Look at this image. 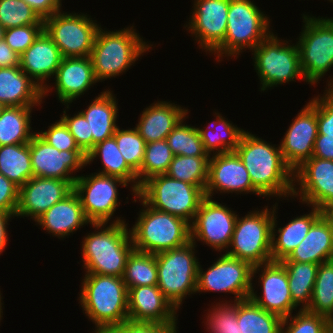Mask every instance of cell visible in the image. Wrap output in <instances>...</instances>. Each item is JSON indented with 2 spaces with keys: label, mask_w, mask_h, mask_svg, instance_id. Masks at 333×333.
I'll return each mask as SVG.
<instances>
[{
  "label": "cell",
  "mask_w": 333,
  "mask_h": 333,
  "mask_svg": "<svg viewBox=\"0 0 333 333\" xmlns=\"http://www.w3.org/2000/svg\"><path fill=\"white\" fill-rule=\"evenodd\" d=\"M306 311L325 316L333 322V259L319 264L311 302Z\"/></svg>",
  "instance_id": "cell-38"
},
{
  "label": "cell",
  "mask_w": 333,
  "mask_h": 333,
  "mask_svg": "<svg viewBox=\"0 0 333 333\" xmlns=\"http://www.w3.org/2000/svg\"><path fill=\"white\" fill-rule=\"evenodd\" d=\"M123 281L127 289L157 285L158 276L155 254L133 250L126 261Z\"/></svg>",
  "instance_id": "cell-39"
},
{
  "label": "cell",
  "mask_w": 333,
  "mask_h": 333,
  "mask_svg": "<svg viewBox=\"0 0 333 333\" xmlns=\"http://www.w3.org/2000/svg\"><path fill=\"white\" fill-rule=\"evenodd\" d=\"M29 146L35 177L67 180L74 186L78 177L75 176L76 172L87 166V157L83 151H59L37 133L32 136Z\"/></svg>",
  "instance_id": "cell-18"
},
{
  "label": "cell",
  "mask_w": 333,
  "mask_h": 333,
  "mask_svg": "<svg viewBox=\"0 0 333 333\" xmlns=\"http://www.w3.org/2000/svg\"><path fill=\"white\" fill-rule=\"evenodd\" d=\"M18 195L19 187L0 173V212L15 215Z\"/></svg>",
  "instance_id": "cell-51"
},
{
  "label": "cell",
  "mask_w": 333,
  "mask_h": 333,
  "mask_svg": "<svg viewBox=\"0 0 333 333\" xmlns=\"http://www.w3.org/2000/svg\"><path fill=\"white\" fill-rule=\"evenodd\" d=\"M1 291H0V322H1V320H2V315H3V308L4 307H2L3 306V303H2V299H3V297H1Z\"/></svg>",
  "instance_id": "cell-59"
},
{
  "label": "cell",
  "mask_w": 333,
  "mask_h": 333,
  "mask_svg": "<svg viewBox=\"0 0 333 333\" xmlns=\"http://www.w3.org/2000/svg\"><path fill=\"white\" fill-rule=\"evenodd\" d=\"M296 42L300 66L307 84H318L333 67V18L303 14ZM318 82V83H317Z\"/></svg>",
  "instance_id": "cell-10"
},
{
  "label": "cell",
  "mask_w": 333,
  "mask_h": 333,
  "mask_svg": "<svg viewBox=\"0 0 333 333\" xmlns=\"http://www.w3.org/2000/svg\"><path fill=\"white\" fill-rule=\"evenodd\" d=\"M20 65V55L11 49L3 39L0 42V68L16 67Z\"/></svg>",
  "instance_id": "cell-55"
},
{
  "label": "cell",
  "mask_w": 333,
  "mask_h": 333,
  "mask_svg": "<svg viewBox=\"0 0 333 333\" xmlns=\"http://www.w3.org/2000/svg\"><path fill=\"white\" fill-rule=\"evenodd\" d=\"M0 103L5 107L41 106L43 90L20 66L0 68Z\"/></svg>",
  "instance_id": "cell-29"
},
{
  "label": "cell",
  "mask_w": 333,
  "mask_h": 333,
  "mask_svg": "<svg viewBox=\"0 0 333 333\" xmlns=\"http://www.w3.org/2000/svg\"><path fill=\"white\" fill-rule=\"evenodd\" d=\"M33 108L6 106L1 110L0 146L30 142L36 133L30 125Z\"/></svg>",
  "instance_id": "cell-34"
},
{
  "label": "cell",
  "mask_w": 333,
  "mask_h": 333,
  "mask_svg": "<svg viewBox=\"0 0 333 333\" xmlns=\"http://www.w3.org/2000/svg\"><path fill=\"white\" fill-rule=\"evenodd\" d=\"M196 247L197 244L190 241L181 247L155 254L157 286L177 311L187 295L196 294L200 264L195 255Z\"/></svg>",
  "instance_id": "cell-7"
},
{
  "label": "cell",
  "mask_w": 333,
  "mask_h": 333,
  "mask_svg": "<svg viewBox=\"0 0 333 333\" xmlns=\"http://www.w3.org/2000/svg\"><path fill=\"white\" fill-rule=\"evenodd\" d=\"M331 329L332 322L327 317L298 310L296 315L283 318L280 333H328Z\"/></svg>",
  "instance_id": "cell-46"
},
{
  "label": "cell",
  "mask_w": 333,
  "mask_h": 333,
  "mask_svg": "<svg viewBox=\"0 0 333 333\" xmlns=\"http://www.w3.org/2000/svg\"><path fill=\"white\" fill-rule=\"evenodd\" d=\"M282 320L249 298L237 301V321L241 333H280Z\"/></svg>",
  "instance_id": "cell-37"
},
{
  "label": "cell",
  "mask_w": 333,
  "mask_h": 333,
  "mask_svg": "<svg viewBox=\"0 0 333 333\" xmlns=\"http://www.w3.org/2000/svg\"><path fill=\"white\" fill-rule=\"evenodd\" d=\"M271 207L272 209L264 206L262 210H252L242 218L238 215L226 255L247 261L252 266L272 261L274 205Z\"/></svg>",
  "instance_id": "cell-11"
},
{
  "label": "cell",
  "mask_w": 333,
  "mask_h": 333,
  "mask_svg": "<svg viewBox=\"0 0 333 333\" xmlns=\"http://www.w3.org/2000/svg\"><path fill=\"white\" fill-rule=\"evenodd\" d=\"M62 59L59 48L45 30L20 55L21 70L43 90V99L52 91L46 81L53 79Z\"/></svg>",
  "instance_id": "cell-23"
},
{
  "label": "cell",
  "mask_w": 333,
  "mask_h": 333,
  "mask_svg": "<svg viewBox=\"0 0 333 333\" xmlns=\"http://www.w3.org/2000/svg\"><path fill=\"white\" fill-rule=\"evenodd\" d=\"M236 213L226 204L205 197L190 225L191 241L195 245L201 241L220 254L226 251L231 243L238 217Z\"/></svg>",
  "instance_id": "cell-15"
},
{
  "label": "cell",
  "mask_w": 333,
  "mask_h": 333,
  "mask_svg": "<svg viewBox=\"0 0 333 333\" xmlns=\"http://www.w3.org/2000/svg\"><path fill=\"white\" fill-rule=\"evenodd\" d=\"M177 325L126 321V333H177Z\"/></svg>",
  "instance_id": "cell-52"
},
{
  "label": "cell",
  "mask_w": 333,
  "mask_h": 333,
  "mask_svg": "<svg viewBox=\"0 0 333 333\" xmlns=\"http://www.w3.org/2000/svg\"><path fill=\"white\" fill-rule=\"evenodd\" d=\"M53 78L57 98L66 109L97 83L90 56L63 58Z\"/></svg>",
  "instance_id": "cell-25"
},
{
  "label": "cell",
  "mask_w": 333,
  "mask_h": 333,
  "mask_svg": "<svg viewBox=\"0 0 333 333\" xmlns=\"http://www.w3.org/2000/svg\"><path fill=\"white\" fill-rule=\"evenodd\" d=\"M252 269L249 262L223 253L206 271L199 264L196 293H231L235 296L232 302L248 299L252 289Z\"/></svg>",
  "instance_id": "cell-14"
},
{
  "label": "cell",
  "mask_w": 333,
  "mask_h": 333,
  "mask_svg": "<svg viewBox=\"0 0 333 333\" xmlns=\"http://www.w3.org/2000/svg\"><path fill=\"white\" fill-rule=\"evenodd\" d=\"M142 207L130 229L134 250L156 254L181 247L191 241L190 224L172 214L150 207L138 194Z\"/></svg>",
  "instance_id": "cell-5"
},
{
  "label": "cell",
  "mask_w": 333,
  "mask_h": 333,
  "mask_svg": "<svg viewBox=\"0 0 333 333\" xmlns=\"http://www.w3.org/2000/svg\"><path fill=\"white\" fill-rule=\"evenodd\" d=\"M135 128L145 143L167 138L189 111L170 101H156L143 109Z\"/></svg>",
  "instance_id": "cell-27"
},
{
  "label": "cell",
  "mask_w": 333,
  "mask_h": 333,
  "mask_svg": "<svg viewBox=\"0 0 333 333\" xmlns=\"http://www.w3.org/2000/svg\"><path fill=\"white\" fill-rule=\"evenodd\" d=\"M333 259V237L327 220L321 216L310 228L302 242L280 262L321 264Z\"/></svg>",
  "instance_id": "cell-31"
},
{
  "label": "cell",
  "mask_w": 333,
  "mask_h": 333,
  "mask_svg": "<svg viewBox=\"0 0 333 333\" xmlns=\"http://www.w3.org/2000/svg\"><path fill=\"white\" fill-rule=\"evenodd\" d=\"M0 173L19 188L33 177L29 143L0 146Z\"/></svg>",
  "instance_id": "cell-36"
},
{
  "label": "cell",
  "mask_w": 333,
  "mask_h": 333,
  "mask_svg": "<svg viewBox=\"0 0 333 333\" xmlns=\"http://www.w3.org/2000/svg\"><path fill=\"white\" fill-rule=\"evenodd\" d=\"M215 304L207 309L206 330L209 333H241L237 321V301L223 300Z\"/></svg>",
  "instance_id": "cell-43"
},
{
  "label": "cell",
  "mask_w": 333,
  "mask_h": 333,
  "mask_svg": "<svg viewBox=\"0 0 333 333\" xmlns=\"http://www.w3.org/2000/svg\"><path fill=\"white\" fill-rule=\"evenodd\" d=\"M186 118L188 115L167 136L168 146L175 156L210 157L204 149L197 127L184 123Z\"/></svg>",
  "instance_id": "cell-42"
},
{
  "label": "cell",
  "mask_w": 333,
  "mask_h": 333,
  "mask_svg": "<svg viewBox=\"0 0 333 333\" xmlns=\"http://www.w3.org/2000/svg\"><path fill=\"white\" fill-rule=\"evenodd\" d=\"M89 14L54 13L44 20V30L59 48L63 58L90 56L100 24Z\"/></svg>",
  "instance_id": "cell-13"
},
{
  "label": "cell",
  "mask_w": 333,
  "mask_h": 333,
  "mask_svg": "<svg viewBox=\"0 0 333 333\" xmlns=\"http://www.w3.org/2000/svg\"><path fill=\"white\" fill-rule=\"evenodd\" d=\"M254 70L260 80V91L303 79L298 45L280 39L273 31L252 51Z\"/></svg>",
  "instance_id": "cell-8"
},
{
  "label": "cell",
  "mask_w": 333,
  "mask_h": 333,
  "mask_svg": "<svg viewBox=\"0 0 333 333\" xmlns=\"http://www.w3.org/2000/svg\"><path fill=\"white\" fill-rule=\"evenodd\" d=\"M49 128L44 131L36 133L45 140L49 145L58 149L59 151H82L76 144L73 135L69 132L68 127L60 119L55 123L48 126Z\"/></svg>",
  "instance_id": "cell-48"
},
{
  "label": "cell",
  "mask_w": 333,
  "mask_h": 333,
  "mask_svg": "<svg viewBox=\"0 0 333 333\" xmlns=\"http://www.w3.org/2000/svg\"><path fill=\"white\" fill-rule=\"evenodd\" d=\"M143 40L134 26L116 31L100 27L90 54L97 82L125 73L138 58L152 50L153 44Z\"/></svg>",
  "instance_id": "cell-3"
},
{
  "label": "cell",
  "mask_w": 333,
  "mask_h": 333,
  "mask_svg": "<svg viewBox=\"0 0 333 333\" xmlns=\"http://www.w3.org/2000/svg\"><path fill=\"white\" fill-rule=\"evenodd\" d=\"M67 111L69 110L64 109L60 119L68 127L79 148L87 154L93 148V136H89V123L79 111L73 116L67 114Z\"/></svg>",
  "instance_id": "cell-49"
},
{
  "label": "cell",
  "mask_w": 333,
  "mask_h": 333,
  "mask_svg": "<svg viewBox=\"0 0 333 333\" xmlns=\"http://www.w3.org/2000/svg\"><path fill=\"white\" fill-rule=\"evenodd\" d=\"M92 99L85 110L80 113L89 123V136H93V147L105 139L113 137L117 129L119 116L117 97L107 89Z\"/></svg>",
  "instance_id": "cell-30"
},
{
  "label": "cell",
  "mask_w": 333,
  "mask_h": 333,
  "mask_svg": "<svg viewBox=\"0 0 333 333\" xmlns=\"http://www.w3.org/2000/svg\"><path fill=\"white\" fill-rule=\"evenodd\" d=\"M190 20L184 28L194 36L199 48L212 53L223 41L227 29L230 0H194Z\"/></svg>",
  "instance_id": "cell-20"
},
{
  "label": "cell",
  "mask_w": 333,
  "mask_h": 333,
  "mask_svg": "<svg viewBox=\"0 0 333 333\" xmlns=\"http://www.w3.org/2000/svg\"><path fill=\"white\" fill-rule=\"evenodd\" d=\"M92 333H126V321L119 326H104L96 328Z\"/></svg>",
  "instance_id": "cell-57"
},
{
  "label": "cell",
  "mask_w": 333,
  "mask_h": 333,
  "mask_svg": "<svg viewBox=\"0 0 333 333\" xmlns=\"http://www.w3.org/2000/svg\"><path fill=\"white\" fill-rule=\"evenodd\" d=\"M42 19L51 17L54 13L62 11V0H23Z\"/></svg>",
  "instance_id": "cell-53"
},
{
  "label": "cell",
  "mask_w": 333,
  "mask_h": 333,
  "mask_svg": "<svg viewBox=\"0 0 333 333\" xmlns=\"http://www.w3.org/2000/svg\"><path fill=\"white\" fill-rule=\"evenodd\" d=\"M127 298L129 321L177 325L178 311L157 285L129 288Z\"/></svg>",
  "instance_id": "cell-24"
},
{
  "label": "cell",
  "mask_w": 333,
  "mask_h": 333,
  "mask_svg": "<svg viewBox=\"0 0 333 333\" xmlns=\"http://www.w3.org/2000/svg\"><path fill=\"white\" fill-rule=\"evenodd\" d=\"M257 273L260 275L257 282L261 284L262 295H257L258 293L255 291L252 282L249 299L264 310L276 314L282 319L292 315L297 307L293 304L291 298L284 265L280 261H270L253 266L252 281Z\"/></svg>",
  "instance_id": "cell-17"
},
{
  "label": "cell",
  "mask_w": 333,
  "mask_h": 333,
  "mask_svg": "<svg viewBox=\"0 0 333 333\" xmlns=\"http://www.w3.org/2000/svg\"><path fill=\"white\" fill-rule=\"evenodd\" d=\"M35 223L50 236L61 238V240L90 224L84 215L80 198L74 190L63 200L51 206L35 220Z\"/></svg>",
  "instance_id": "cell-26"
},
{
  "label": "cell",
  "mask_w": 333,
  "mask_h": 333,
  "mask_svg": "<svg viewBox=\"0 0 333 333\" xmlns=\"http://www.w3.org/2000/svg\"><path fill=\"white\" fill-rule=\"evenodd\" d=\"M90 225L95 231L86 234L81 242L85 273L123 277L127 258L134 250L128 223Z\"/></svg>",
  "instance_id": "cell-2"
},
{
  "label": "cell",
  "mask_w": 333,
  "mask_h": 333,
  "mask_svg": "<svg viewBox=\"0 0 333 333\" xmlns=\"http://www.w3.org/2000/svg\"><path fill=\"white\" fill-rule=\"evenodd\" d=\"M87 165L92 164L96 159H100L103 166L97 173L115 176L131 184L130 189L134 196L138 192L137 174L127 165L123 155L118 149L114 137L105 139L103 142L96 144L87 154ZM130 182V183H129Z\"/></svg>",
  "instance_id": "cell-32"
},
{
  "label": "cell",
  "mask_w": 333,
  "mask_h": 333,
  "mask_svg": "<svg viewBox=\"0 0 333 333\" xmlns=\"http://www.w3.org/2000/svg\"><path fill=\"white\" fill-rule=\"evenodd\" d=\"M44 24L23 0H0V26L6 30L25 25Z\"/></svg>",
  "instance_id": "cell-45"
},
{
  "label": "cell",
  "mask_w": 333,
  "mask_h": 333,
  "mask_svg": "<svg viewBox=\"0 0 333 333\" xmlns=\"http://www.w3.org/2000/svg\"><path fill=\"white\" fill-rule=\"evenodd\" d=\"M312 157L333 160V133H318Z\"/></svg>",
  "instance_id": "cell-54"
},
{
  "label": "cell",
  "mask_w": 333,
  "mask_h": 333,
  "mask_svg": "<svg viewBox=\"0 0 333 333\" xmlns=\"http://www.w3.org/2000/svg\"><path fill=\"white\" fill-rule=\"evenodd\" d=\"M322 216L327 220L331 227L332 237H333V206L327 207L321 210Z\"/></svg>",
  "instance_id": "cell-58"
},
{
  "label": "cell",
  "mask_w": 333,
  "mask_h": 333,
  "mask_svg": "<svg viewBox=\"0 0 333 333\" xmlns=\"http://www.w3.org/2000/svg\"><path fill=\"white\" fill-rule=\"evenodd\" d=\"M4 107H5V106L2 105V104L0 103V113H1V110H2Z\"/></svg>",
  "instance_id": "cell-62"
},
{
  "label": "cell",
  "mask_w": 333,
  "mask_h": 333,
  "mask_svg": "<svg viewBox=\"0 0 333 333\" xmlns=\"http://www.w3.org/2000/svg\"><path fill=\"white\" fill-rule=\"evenodd\" d=\"M268 16L254 0H230L224 41L211 54L221 62L225 57L237 59L245 49L252 51L272 32Z\"/></svg>",
  "instance_id": "cell-6"
},
{
  "label": "cell",
  "mask_w": 333,
  "mask_h": 333,
  "mask_svg": "<svg viewBox=\"0 0 333 333\" xmlns=\"http://www.w3.org/2000/svg\"><path fill=\"white\" fill-rule=\"evenodd\" d=\"M174 156L166 139L147 143L144 160L140 171L137 173L138 191L140 186L149 178L166 174Z\"/></svg>",
  "instance_id": "cell-41"
},
{
  "label": "cell",
  "mask_w": 333,
  "mask_h": 333,
  "mask_svg": "<svg viewBox=\"0 0 333 333\" xmlns=\"http://www.w3.org/2000/svg\"><path fill=\"white\" fill-rule=\"evenodd\" d=\"M278 203L274 204L272 221L271 257L272 261H282L302 242L312 225L322 216L321 210L311 206L309 213L291 219L285 226L277 228ZM278 230H277V229ZM276 236H278L276 238Z\"/></svg>",
  "instance_id": "cell-28"
},
{
  "label": "cell",
  "mask_w": 333,
  "mask_h": 333,
  "mask_svg": "<svg viewBox=\"0 0 333 333\" xmlns=\"http://www.w3.org/2000/svg\"><path fill=\"white\" fill-rule=\"evenodd\" d=\"M326 82H328V83L326 84V86H327L328 88H333V77H330V80L327 79Z\"/></svg>",
  "instance_id": "cell-60"
},
{
  "label": "cell",
  "mask_w": 333,
  "mask_h": 333,
  "mask_svg": "<svg viewBox=\"0 0 333 333\" xmlns=\"http://www.w3.org/2000/svg\"><path fill=\"white\" fill-rule=\"evenodd\" d=\"M113 137L127 165L137 174L144 160L145 141L137 129L117 127Z\"/></svg>",
  "instance_id": "cell-44"
},
{
  "label": "cell",
  "mask_w": 333,
  "mask_h": 333,
  "mask_svg": "<svg viewBox=\"0 0 333 333\" xmlns=\"http://www.w3.org/2000/svg\"><path fill=\"white\" fill-rule=\"evenodd\" d=\"M234 151L245 165L252 185L266 200L273 196L292 200L294 172L284 161L279 145L244 131Z\"/></svg>",
  "instance_id": "cell-1"
},
{
  "label": "cell",
  "mask_w": 333,
  "mask_h": 333,
  "mask_svg": "<svg viewBox=\"0 0 333 333\" xmlns=\"http://www.w3.org/2000/svg\"><path fill=\"white\" fill-rule=\"evenodd\" d=\"M73 190L74 186L67 180L33 176L19 188L15 216L30 217L35 221Z\"/></svg>",
  "instance_id": "cell-22"
},
{
  "label": "cell",
  "mask_w": 333,
  "mask_h": 333,
  "mask_svg": "<svg viewBox=\"0 0 333 333\" xmlns=\"http://www.w3.org/2000/svg\"><path fill=\"white\" fill-rule=\"evenodd\" d=\"M205 188L160 174L146 180L137 194L150 207L179 217L191 225L206 197Z\"/></svg>",
  "instance_id": "cell-9"
},
{
  "label": "cell",
  "mask_w": 333,
  "mask_h": 333,
  "mask_svg": "<svg viewBox=\"0 0 333 333\" xmlns=\"http://www.w3.org/2000/svg\"><path fill=\"white\" fill-rule=\"evenodd\" d=\"M287 272L293 304L306 310L311 302L319 264L307 262H281ZM302 304V305H301Z\"/></svg>",
  "instance_id": "cell-35"
},
{
  "label": "cell",
  "mask_w": 333,
  "mask_h": 333,
  "mask_svg": "<svg viewBox=\"0 0 333 333\" xmlns=\"http://www.w3.org/2000/svg\"><path fill=\"white\" fill-rule=\"evenodd\" d=\"M15 218L16 216L11 214V213H7V212H0V255L3 253V251L5 250V248H7V243H8V226L9 225V221H11V218Z\"/></svg>",
  "instance_id": "cell-56"
},
{
  "label": "cell",
  "mask_w": 333,
  "mask_h": 333,
  "mask_svg": "<svg viewBox=\"0 0 333 333\" xmlns=\"http://www.w3.org/2000/svg\"><path fill=\"white\" fill-rule=\"evenodd\" d=\"M44 30V24H33L6 29L4 40L18 55L26 51Z\"/></svg>",
  "instance_id": "cell-47"
},
{
  "label": "cell",
  "mask_w": 333,
  "mask_h": 333,
  "mask_svg": "<svg viewBox=\"0 0 333 333\" xmlns=\"http://www.w3.org/2000/svg\"><path fill=\"white\" fill-rule=\"evenodd\" d=\"M325 89L317 95L318 133H333V88Z\"/></svg>",
  "instance_id": "cell-50"
},
{
  "label": "cell",
  "mask_w": 333,
  "mask_h": 333,
  "mask_svg": "<svg viewBox=\"0 0 333 333\" xmlns=\"http://www.w3.org/2000/svg\"><path fill=\"white\" fill-rule=\"evenodd\" d=\"M5 30L0 26V42L4 39Z\"/></svg>",
  "instance_id": "cell-61"
},
{
  "label": "cell",
  "mask_w": 333,
  "mask_h": 333,
  "mask_svg": "<svg viewBox=\"0 0 333 333\" xmlns=\"http://www.w3.org/2000/svg\"><path fill=\"white\" fill-rule=\"evenodd\" d=\"M284 134L280 150L284 161L294 172L313 155L318 135L317 96L303 106Z\"/></svg>",
  "instance_id": "cell-19"
},
{
  "label": "cell",
  "mask_w": 333,
  "mask_h": 333,
  "mask_svg": "<svg viewBox=\"0 0 333 333\" xmlns=\"http://www.w3.org/2000/svg\"><path fill=\"white\" fill-rule=\"evenodd\" d=\"M128 187L129 184L121 178L100 174L78 175L74 183V191L78 194L85 217L90 223H121L124 217H115L119 209L118 187ZM113 221H112V219ZM111 219V220H110Z\"/></svg>",
  "instance_id": "cell-12"
},
{
  "label": "cell",
  "mask_w": 333,
  "mask_h": 333,
  "mask_svg": "<svg viewBox=\"0 0 333 333\" xmlns=\"http://www.w3.org/2000/svg\"><path fill=\"white\" fill-rule=\"evenodd\" d=\"M213 114L216 118L215 121L208 123L207 127H197L204 149L209 155L234 151L245 130L235 126L228 118L226 120L220 112L217 111Z\"/></svg>",
  "instance_id": "cell-33"
},
{
  "label": "cell",
  "mask_w": 333,
  "mask_h": 333,
  "mask_svg": "<svg viewBox=\"0 0 333 333\" xmlns=\"http://www.w3.org/2000/svg\"><path fill=\"white\" fill-rule=\"evenodd\" d=\"M297 184H296V183ZM293 195L308 207L333 206V160L311 157L294 171ZM299 187V188H298Z\"/></svg>",
  "instance_id": "cell-16"
},
{
  "label": "cell",
  "mask_w": 333,
  "mask_h": 333,
  "mask_svg": "<svg viewBox=\"0 0 333 333\" xmlns=\"http://www.w3.org/2000/svg\"><path fill=\"white\" fill-rule=\"evenodd\" d=\"M83 276L78 299L95 329L128 321V289L123 277L93 273Z\"/></svg>",
  "instance_id": "cell-4"
},
{
  "label": "cell",
  "mask_w": 333,
  "mask_h": 333,
  "mask_svg": "<svg viewBox=\"0 0 333 333\" xmlns=\"http://www.w3.org/2000/svg\"><path fill=\"white\" fill-rule=\"evenodd\" d=\"M236 193L257 194L264 197L253 185L249 173L235 151L210 155L208 182L205 196L213 198L214 194ZM216 192V193H214Z\"/></svg>",
  "instance_id": "cell-21"
},
{
  "label": "cell",
  "mask_w": 333,
  "mask_h": 333,
  "mask_svg": "<svg viewBox=\"0 0 333 333\" xmlns=\"http://www.w3.org/2000/svg\"><path fill=\"white\" fill-rule=\"evenodd\" d=\"M210 157L174 156L167 175L198 187H206L208 182Z\"/></svg>",
  "instance_id": "cell-40"
}]
</instances>
